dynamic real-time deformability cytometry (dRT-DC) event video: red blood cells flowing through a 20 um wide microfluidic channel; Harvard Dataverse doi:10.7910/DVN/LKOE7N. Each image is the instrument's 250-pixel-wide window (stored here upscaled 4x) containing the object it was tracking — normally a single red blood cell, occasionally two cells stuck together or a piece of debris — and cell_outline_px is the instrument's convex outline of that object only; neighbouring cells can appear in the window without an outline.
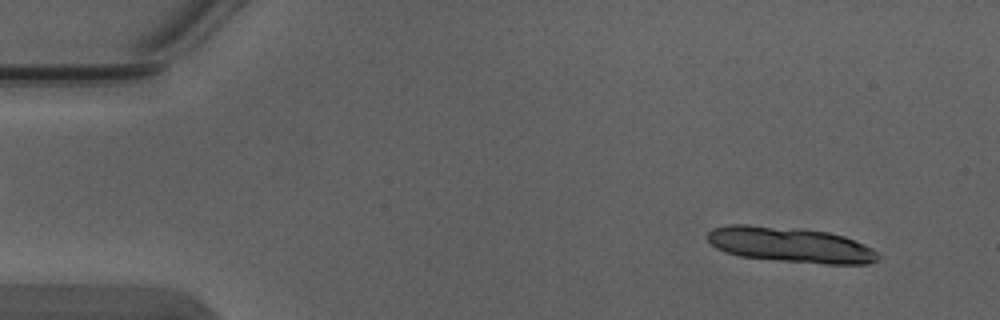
{"species": "Egyptian fruit bat (a non-hibernating species)", "species_latin": "Rousettus aegyptiacus", "temperature_condition": "warm", "stored_images_in_passage": 4, "camera_frame_rate_fps": 3000, "um_per_image_px": 0.085, "animal": {"sex": "male"}, "frame": {"image": 1, "passage_image": 1, "time_ms": 0.0, "image_size_px": [1000, 320], "cell_outline_px": [[880, 260], [868, 264], [824, 264], [740, 256], [716, 248], [704, 236], [712, 228], [728, 224], [744, 224], [800, 228], [828, 232], [844, 236], [864, 244], [872, 248], [880, 256]], "centroid_in_image_um": [67.18, 20.79], "position_along_channel_um": 17.8, "area_um2": 35.2}}